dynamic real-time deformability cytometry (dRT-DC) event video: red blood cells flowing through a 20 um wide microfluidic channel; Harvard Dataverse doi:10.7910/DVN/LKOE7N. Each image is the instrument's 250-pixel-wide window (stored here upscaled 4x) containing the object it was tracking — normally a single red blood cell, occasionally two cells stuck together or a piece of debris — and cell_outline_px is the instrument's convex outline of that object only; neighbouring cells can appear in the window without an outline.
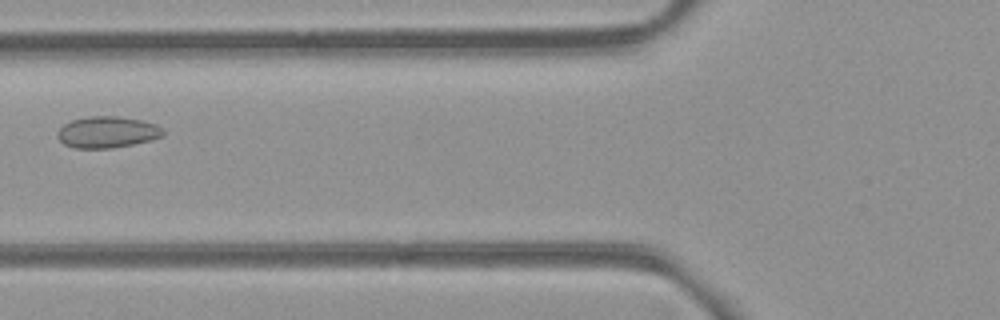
{"species": "common noctule bat (a hibernating species)", "species_latin": "Nyctalus noctula", "temperature_condition": "room temperature", "stored_images_in_passage": 5, "camera_frame_rate_fps": 3000, "um_per_image_px": 0.085, "animal": {"sex": "female", "body_mass_g": 21.9}, "frame": {"image": 1, "passage_image": 5, "time_ms": 5.333, "image_size_px": [1000, 320], "cell_outline_px": [[164, 136], [152, 140], [112, 148], [76, 148], [64, 144], [56, 136], [56, 132], [64, 124], [72, 120], [88, 116], [120, 116], [140, 120], [156, 124], [164, 132]], "centroid_in_image_um": [9.1, 11.23], "position_along_channel_um": 116.7, "area_um2": 19.36}}